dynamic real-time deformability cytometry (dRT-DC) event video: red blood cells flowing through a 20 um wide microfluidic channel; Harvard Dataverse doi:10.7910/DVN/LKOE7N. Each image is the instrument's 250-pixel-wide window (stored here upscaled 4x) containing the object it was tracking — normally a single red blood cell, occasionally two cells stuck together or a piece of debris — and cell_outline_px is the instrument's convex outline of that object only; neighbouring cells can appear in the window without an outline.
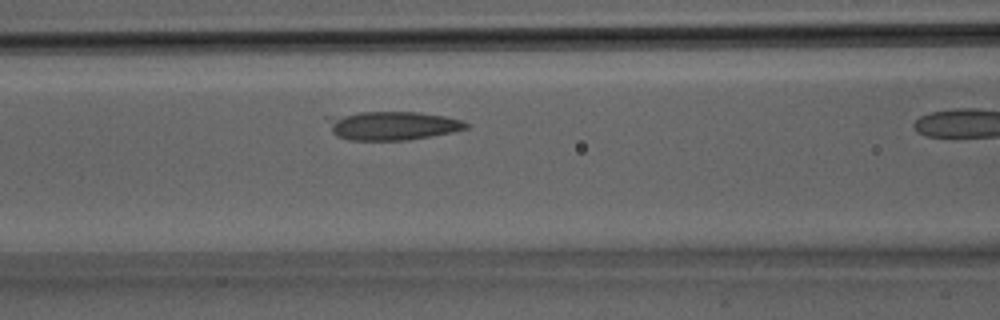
{"species": "Egyptian fruit bat (a non-hibernating species)", "species_latin": "Rousettus aegyptiacus", "temperature_condition": "room temperature", "stored_images_in_passage": 8, "camera_frame_rate_fps": 3000, "um_per_image_px": 0.085, "animal": {"sex": "male"}, "frame": {"image": 1, "passage_image": 7, "time_ms": 2.0, "image_size_px": [1000, 320], "cell_outline_px": [[468, 128], [452, 132], [408, 140], [348, 140], [336, 136], [332, 132], [324, 116], [360, 112], [416, 112], [444, 116], [464, 120], [468, 124]], "centroid_in_image_um": [33.3, 10.67], "position_along_channel_um": 133.3, "area_um2": 23.35}}